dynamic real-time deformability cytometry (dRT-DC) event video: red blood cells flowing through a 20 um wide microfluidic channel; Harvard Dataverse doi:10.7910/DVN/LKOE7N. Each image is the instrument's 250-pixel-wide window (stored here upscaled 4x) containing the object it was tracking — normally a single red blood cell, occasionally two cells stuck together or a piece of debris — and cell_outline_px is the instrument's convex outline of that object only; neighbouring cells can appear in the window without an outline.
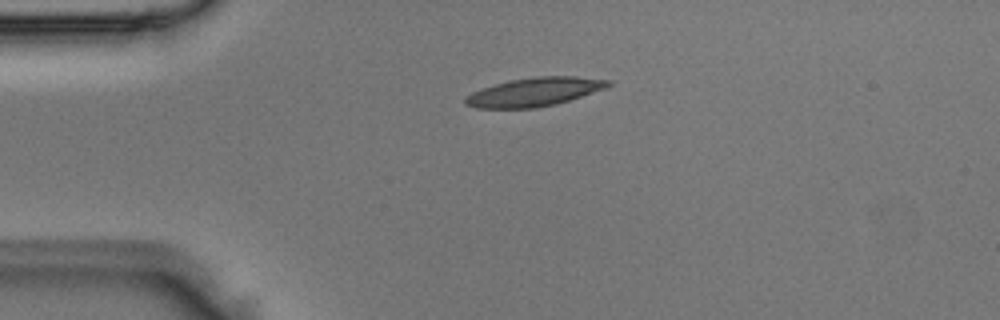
{"species": "Egyptian fruit bat (a non-hibernating species)", "species_latin": "Rousettus aegyptiacus", "temperature_condition": "room temperature", "stored_images_in_passage": 2, "camera_frame_rate_fps": 3000, "um_per_image_px": 0.085, "animal": {"sex": "male"}, "frame": {"image": 1, "passage_image": 1, "time_ms": 0.0, "image_size_px": [1000, 320], "cell_outline_px": [[612, 84], [604, 88], [556, 104], [536, 108], [476, 108], [464, 104], [464, 96], [472, 92], [508, 80], [540, 76], [576, 76], [612, 80]], "centroid_in_image_um": [45.39, 7.81], "position_along_channel_um": 39.6, "area_um2": 23.7}}